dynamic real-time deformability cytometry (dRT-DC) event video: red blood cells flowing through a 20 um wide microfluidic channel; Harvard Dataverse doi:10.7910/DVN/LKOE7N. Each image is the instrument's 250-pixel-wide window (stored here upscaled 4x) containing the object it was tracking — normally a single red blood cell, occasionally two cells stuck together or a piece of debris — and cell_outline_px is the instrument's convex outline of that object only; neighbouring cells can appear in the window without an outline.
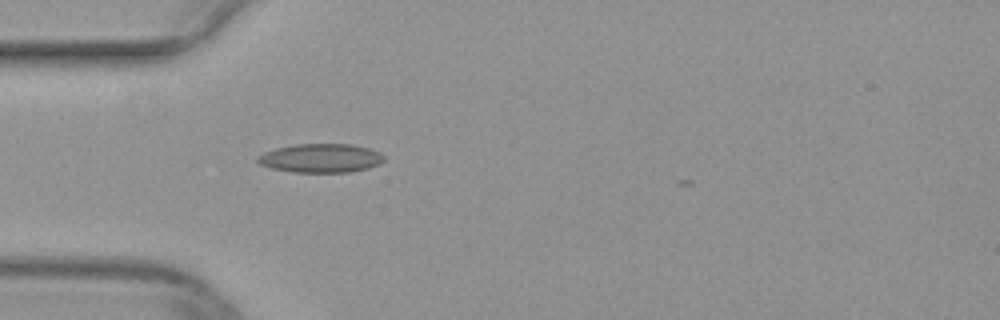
{"species": "common noctule bat (a hibernating species)", "species_latin": "Nyctalus noctula", "temperature_condition": "warm", "stored_images_in_passage": 2, "camera_frame_rate_fps": 3000, "um_per_image_px": 0.085, "animal": {"sex": "female", "body_mass_g": 29.2, "forearm_length_mm": 56.3}, "frame": {"image": 1, "passage_image": 1, "time_ms": 0.0, "image_size_px": [1000, 320], "cell_outline_px": [[384, 160], [380, 164], [368, 168], [348, 172], [292, 172], [272, 168], [260, 164], [256, 160], [256, 156], [264, 152], [276, 148], [296, 144], [352, 144], [368, 148], [380, 152], [384, 156]], "centroid_in_image_um": [27.26, 13.44], "position_along_channel_um": 57.7, "area_um2": 21.27}}